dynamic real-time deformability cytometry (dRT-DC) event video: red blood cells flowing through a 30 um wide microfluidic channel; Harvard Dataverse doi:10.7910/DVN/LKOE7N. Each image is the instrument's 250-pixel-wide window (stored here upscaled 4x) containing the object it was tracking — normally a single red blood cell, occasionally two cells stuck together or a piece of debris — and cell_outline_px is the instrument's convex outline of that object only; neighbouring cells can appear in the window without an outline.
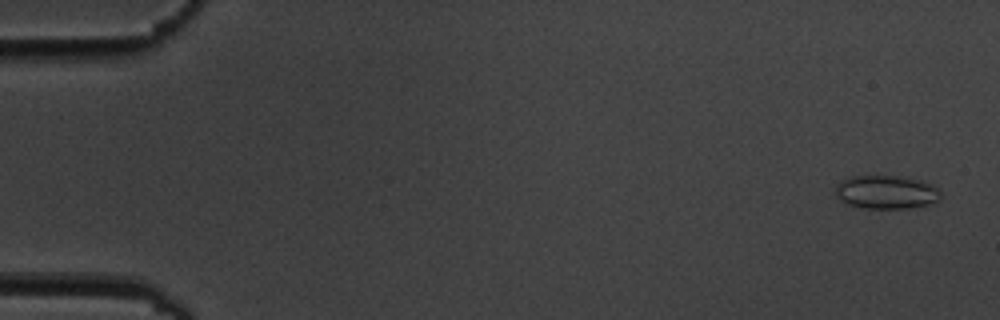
{"species": "common noctule bat (a hibernating species)", "species_latin": "Nyctalus noctula", "temperature_condition": "cold", "stored_images_in_passage": 3, "camera_frame_rate_fps": 3000, "um_per_image_px": 0.085, "animal": {"sex": "male", "body_mass_g": 19.5, "forearm_length_mm": 54.6}, "frame": {"image": 1, "passage_image": 1, "time_ms": 0.0, "image_size_px": [1000, 320], "cell_outline_px": [[940, 200], [928, 204], [912, 208], [864, 208], [844, 204], [836, 196], [836, 184], [840, 180], [848, 176], [876, 172], [908, 176], [924, 180], [940, 188]], "centroid_in_image_um": [75.31, 16.26], "position_along_channel_um": 9.7, "area_um2": 21.96}}